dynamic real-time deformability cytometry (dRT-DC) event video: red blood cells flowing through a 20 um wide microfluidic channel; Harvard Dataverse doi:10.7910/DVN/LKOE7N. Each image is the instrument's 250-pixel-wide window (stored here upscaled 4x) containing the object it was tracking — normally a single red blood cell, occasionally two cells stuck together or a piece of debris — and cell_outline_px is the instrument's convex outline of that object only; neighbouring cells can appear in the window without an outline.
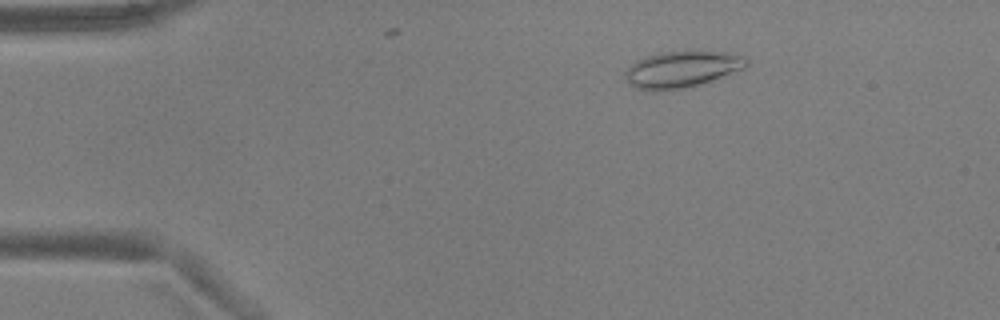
{"species": "common noctule bat (a hibernating species)", "species_latin": "Nyctalus noctula", "temperature_condition": "warm", "stored_images_in_passage": 5, "camera_frame_rate_fps": 3000, "um_per_image_px": 0.085, "animal": {"sex": "male", "body_mass_g": 17.9, "forearm_length_mm": 54.2}, "frame": {"image": 1, "passage_image": 3, "time_ms": 0.667, "image_size_px": [1000, 320], "cell_outline_px": [[748, 64], [744, 68], [700, 84], [684, 88], [656, 92], [644, 92], [628, 84], [624, 72], [636, 60], [644, 56], [660, 52], [692, 48], [704, 48], [728, 52], [744, 56], [748, 60]], "centroid_in_image_um": [57.94, 5.84], "position_along_channel_um": 27.1, "area_um2": 26.99}}